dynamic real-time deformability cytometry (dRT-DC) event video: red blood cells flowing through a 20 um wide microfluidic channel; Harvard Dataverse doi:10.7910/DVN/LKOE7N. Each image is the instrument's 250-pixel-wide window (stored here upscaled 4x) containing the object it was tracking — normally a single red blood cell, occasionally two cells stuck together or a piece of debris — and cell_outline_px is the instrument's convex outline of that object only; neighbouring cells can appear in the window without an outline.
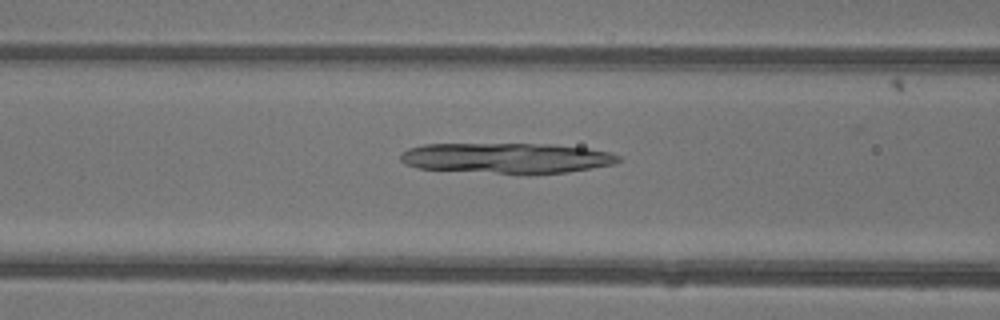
{"species": "common noctule bat (a hibernating species)", "species_latin": "Nyctalus noctula", "temperature_condition": "warm", "stored_images_in_passage": 34, "camera_frame_rate_fps": 3000, "um_per_image_px": 0.085, "animal": {"sex": "female"}, "frame": {"image": 1, "passage_image": 6, "time_ms": 1.667, "image_size_px": [1000, 320], "cell_outline_px": [[620, 160], [612, 164], [592, 168], [568, 172], [496, 172], [420, 168], [404, 164], [400, 160], [400, 152], [408, 148], [424, 144], [556, 144], [588, 148], [608, 152], [620, 156]], "centroid_in_image_um": [43.04, 13.4], "position_along_channel_um": 123.6, "area_um2": 37.86}}
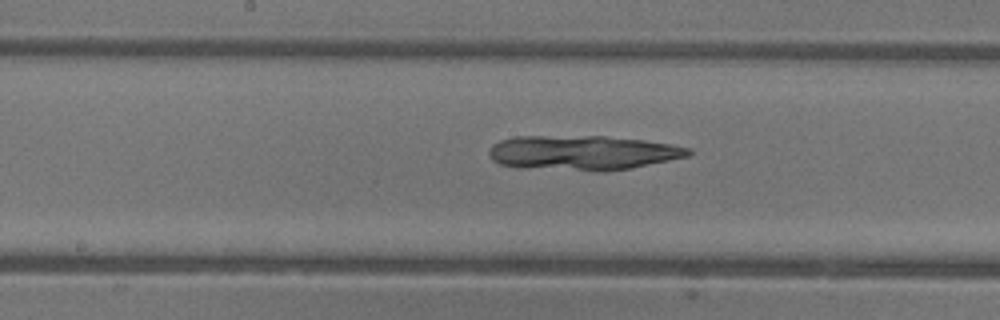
{"frame": {"image": 2, "passage_image": 11, "time_ms": 3.333, "image_size_px": [1000, 320], "cell_outline_px": [[692, 152], [688, 156], [628, 168], [520, 168], [500, 164], [492, 160], [488, 156], [488, 152], [492, 144], [500, 140], [516, 136], [604, 136], [644, 140], [672, 144], [692, 148]], "centroid_in_image_um": [49.47, 12.93], "position_along_channel_um": 198.7, "area_um2": 39.07}}
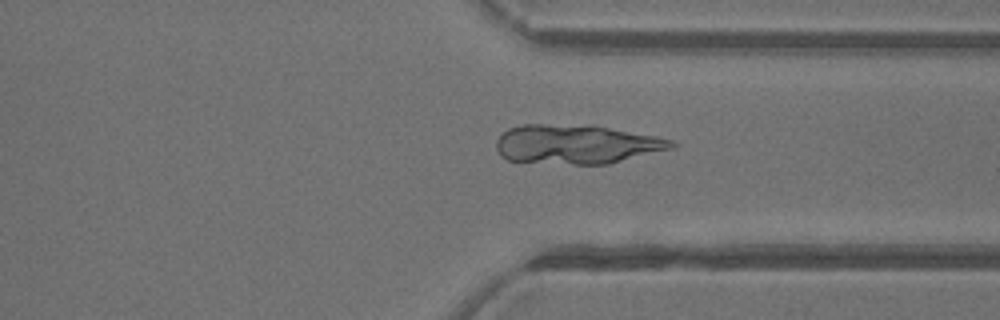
{"frame": {"image": 3, "passage_image": 22, "time_ms": 7.0, "image_size_px": [1000, 320], "cell_outline_px": [[676, 144], [672, 148], [608, 164], [572, 164], [508, 160], [500, 156], [496, 148], [496, 140], [508, 128], [520, 124], [592, 124], [656, 136], [672, 140]], "centroid_in_image_um": [48.98, 12.24], "position_along_channel_um": 362.4, "area_um2": 40.23}}